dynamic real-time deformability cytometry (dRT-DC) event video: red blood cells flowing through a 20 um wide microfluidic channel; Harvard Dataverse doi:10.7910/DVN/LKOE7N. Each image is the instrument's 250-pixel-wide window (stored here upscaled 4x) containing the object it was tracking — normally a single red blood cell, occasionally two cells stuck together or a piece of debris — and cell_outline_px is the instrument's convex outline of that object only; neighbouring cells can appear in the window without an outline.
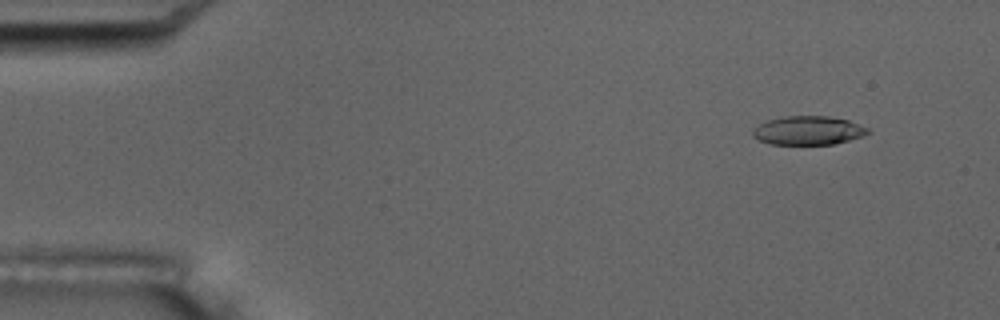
{"species": "common noctule bat (a hibernating species)", "species_latin": "Nyctalus noctula", "temperature_condition": "room temperature", "stored_images_in_passage": 4, "camera_frame_rate_fps": 3000, "um_per_image_px": 0.085, "animal": {"sex": "male", "body_mass_g": 17.5, "forearm_length_mm": 52.3}, "frame": {"image": 1, "passage_image": 2, "time_ms": 1.0, "image_size_px": [1000, 320], "cell_outline_px": [[872, 132], [864, 136], [832, 144], [772, 144], [760, 140], [752, 136], [752, 128], [768, 120], [784, 116], [828, 116], [848, 120], [868, 128]], "centroid_in_image_um": [68.7, 11.08], "position_along_channel_um": 16.3, "area_um2": 19.25}}